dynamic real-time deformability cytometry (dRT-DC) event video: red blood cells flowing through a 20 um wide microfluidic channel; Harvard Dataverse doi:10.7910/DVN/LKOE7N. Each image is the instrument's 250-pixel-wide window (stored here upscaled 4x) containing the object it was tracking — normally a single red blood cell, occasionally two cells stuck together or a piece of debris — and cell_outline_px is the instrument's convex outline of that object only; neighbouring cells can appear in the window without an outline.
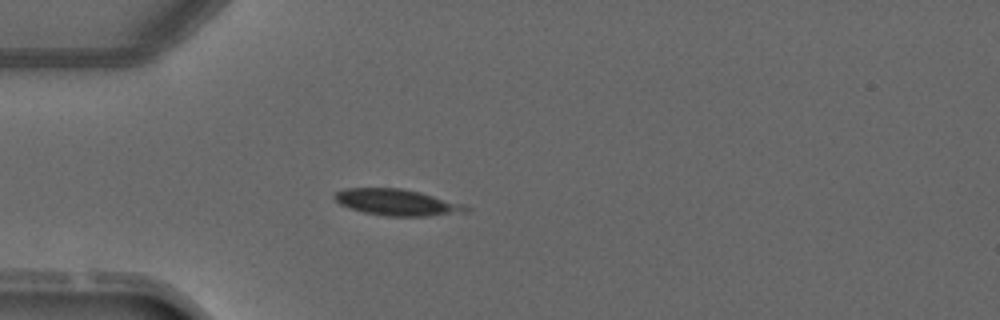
{"species": "common noctule bat (a hibernating species)", "species_latin": "Nyctalus noctula", "temperature_condition": "warm", "stored_images_in_passage": 3, "camera_frame_rate_fps": 3000, "um_per_image_px": 0.085, "animal": {"sex": "male", "forearm_length_mm": 52.5}, "frame": {"image": 1, "passage_image": 3, "time_ms": 2.333, "image_size_px": [1000, 320], "cell_outline_px": [[472, 208], [468, 212], [424, 216], [388, 216], [364, 212], [348, 208], [340, 204], [332, 196], [336, 192], [344, 188], [400, 188], [420, 192], [468, 204]], "centroid_in_image_um": [33.8, 17.2], "position_along_channel_um": 51.2, "area_um2": 20.4}}